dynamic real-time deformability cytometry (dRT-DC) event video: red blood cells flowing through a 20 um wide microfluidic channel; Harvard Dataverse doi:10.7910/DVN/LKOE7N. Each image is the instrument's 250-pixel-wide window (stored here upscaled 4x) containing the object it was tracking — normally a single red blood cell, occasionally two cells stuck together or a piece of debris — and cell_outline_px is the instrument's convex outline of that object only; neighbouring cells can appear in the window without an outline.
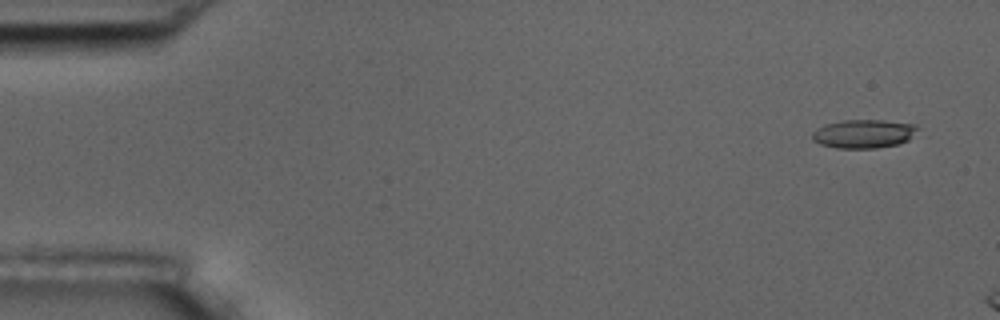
{"species": "common noctule bat (a hibernating species)", "species_latin": "Nyctalus noctula", "temperature_condition": "room temperature", "stored_images_in_passage": 3, "camera_frame_rate_fps": 3000, "um_per_image_px": 0.085, "animal": {"sex": "male", "body_mass_g": 17.5, "forearm_length_mm": 52.3}, "frame": {"image": 1, "passage_image": 1, "time_ms": 0.0, "image_size_px": [1000, 320], "cell_outline_px": [[920, 128], [908, 140], [900, 144], [876, 148], [836, 148], [820, 144], [812, 140], [812, 132], [816, 128], [824, 124], [844, 120], [884, 120], [916, 124]], "centroid_in_image_um": [73.42, 11.37], "position_along_channel_um": 11.6, "area_um2": 17.8}}